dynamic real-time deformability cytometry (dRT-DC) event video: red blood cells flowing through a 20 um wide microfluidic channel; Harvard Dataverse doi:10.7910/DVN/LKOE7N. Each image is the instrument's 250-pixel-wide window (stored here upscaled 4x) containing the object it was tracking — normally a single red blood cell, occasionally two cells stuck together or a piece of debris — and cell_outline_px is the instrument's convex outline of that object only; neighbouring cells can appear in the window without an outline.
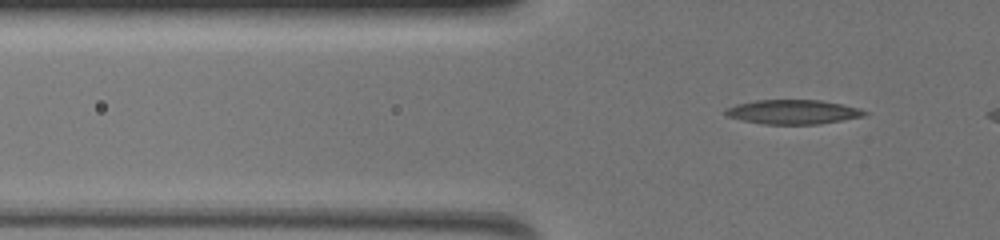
{"species": "common noctule bat (a hibernating species)", "species_latin": "Nyctalus noctula", "temperature_condition": "warm", "stored_images_in_passage": 51, "camera_frame_rate_fps": 3000, "um_per_image_px": 0.085, "animal": {"sex": "female", "body_mass_g": 19.5, "forearm_length_mm": 54.1}, "frame": {"image": 1, "passage_image": 13, "time_ms": 4.0, "image_size_px": [1000, 240], "cell_outline_px": [[868, 112], [864, 116], [820, 124], [764, 124], [744, 120], [728, 116], [724, 112], [724, 108], [736, 104], [756, 100], [820, 100], [840, 104], [856, 108]], "centroid_in_image_um": [67.37, 9.51], "position_along_channel_um": 58.4, "area_um2": 19.48}}
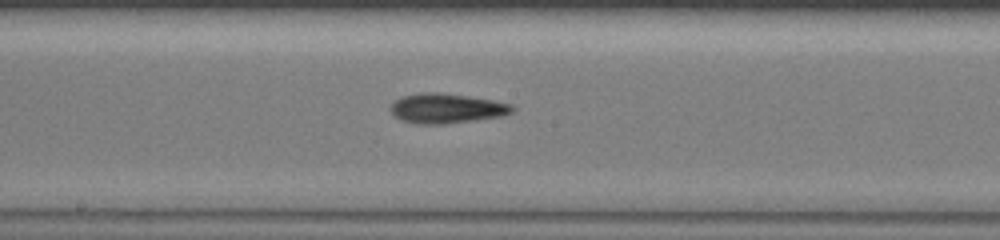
{"frame": {"image": 2, "passage_image": 29, "time_ms": 9.333, "image_size_px": [1000, 240], "cell_outline_px": [[516, 108], [512, 112], [504, 116], [444, 124], [416, 124], [400, 120], [392, 116], [388, 108], [396, 100], [404, 96], [420, 92], [440, 92], [492, 100], [512, 104]], "centroid_in_image_um": [37.93, 9.22], "position_along_channel_um": 210.3, "area_um2": 21.33}}
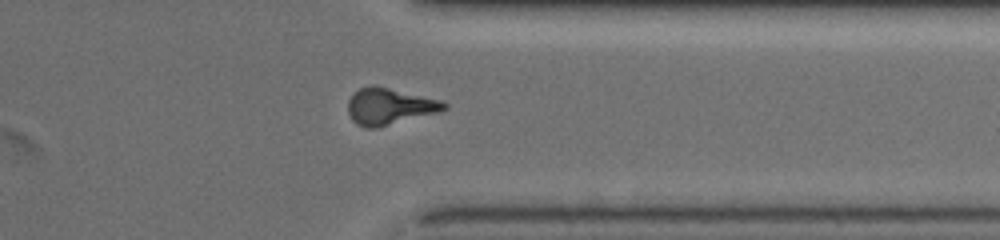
{"frame": {"image": 3, "passage_image": 45, "time_ms": 14.667, "image_size_px": [1000, 240], "cell_outline_px": [[448, 108], [440, 112], [376, 128], [364, 128], [356, 124], [352, 120], [348, 112], [348, 100], [360, 88], [372, 84], [444, 100], [448, 104]], "centroid_in_image_um": [33.14, 9.04], "position_along_channel_um": 378.3, "area_um2": 20.69}}